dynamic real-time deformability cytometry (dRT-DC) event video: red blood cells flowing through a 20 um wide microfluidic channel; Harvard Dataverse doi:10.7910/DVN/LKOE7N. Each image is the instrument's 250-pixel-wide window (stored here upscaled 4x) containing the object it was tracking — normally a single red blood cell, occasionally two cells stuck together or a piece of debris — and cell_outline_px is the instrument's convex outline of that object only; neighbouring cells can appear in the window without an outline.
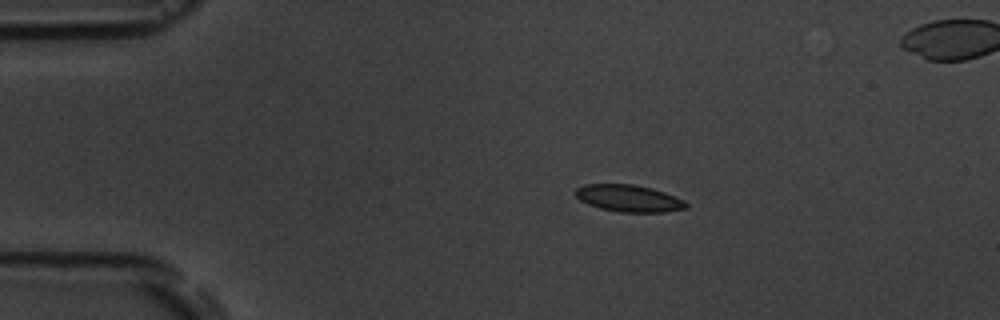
{"species": "common noctule bat (a hibernating species)", "species_latin": "Nyctalus noctula", "temperature_condition": "room temperature", "stored_images_in_passage": 16, "camera_frame_rate_fps": 3000, "um_per_image_px": 0.085, "animal": {"sex": "male", "body_mass_g": 19.5, "forearm_length_mm": 54.6}, "frame": {"image": 1, "passage_image": 3, "time_ms": 3.0, "image_size_px": [1000, 320], "cell_outline_px": [[688, 208], [668, 212], [620, 212], [600, 208], [588, 204], [580, 200], [572, 192], [576, 188], [584, 184], [632, 184], [652, 188], [664, 192], [684, 200], [688, 204]], "centroid_in_image_um": [53.44, 16.86], "position_along_channel_um": 31.6, "area_um2": 17.51}}
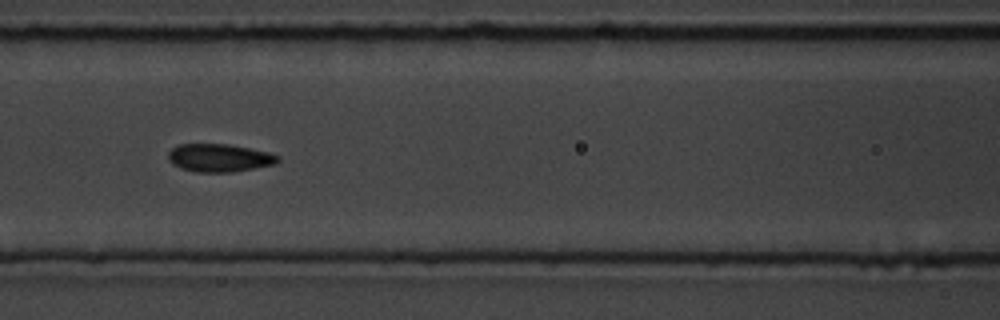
{"frame": {"image": 2, "passage_image": 7, "time_ms": 7.667, "image_size_px": [1000, 320], "cell_outline_px": [[280, 160], [276, 164], [232, 172], [196, 172], [180, 168], [172, 164], [168, 160], [168, 152], [172, 148], [180, 144], [228, 144], [268, 152], [280, 156]], "centroid_in_image_um": [18.63, 13.42], "position_along_channel_um": 148.0, "area_um2": 17.92}}
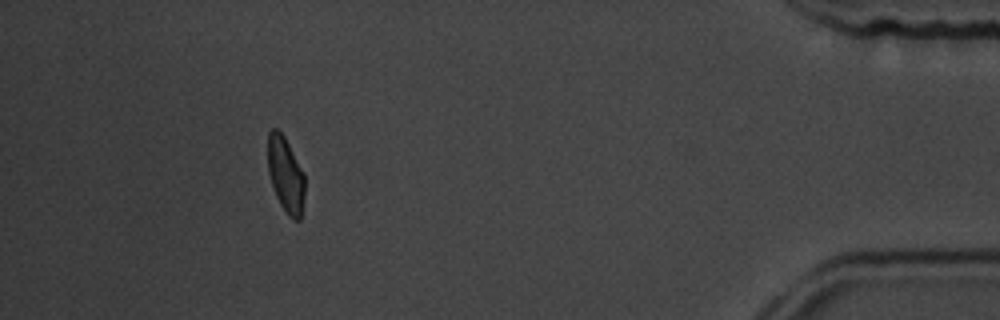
{"frame": {"image": 3, "passage_image": 14, "time_ms": 16.667, "image_size_px": [1000, 320], "cell_outline_px": [[304, 196], [300, 220], [292, 220], [288, 216], [280, 204], [276, 196], [268, 172], [268, 132], [272, 128], [276, 128], [284, 136], [304, 172]], "centroid_in_image_um": [24.28, 14.85], "position_along_channel_um": 410.9, "area_um2": 16.24}, "authors_computed_cell_mechanics": {"area_um2": 17.4556, "velocity_mm_per_s": 3.5803, "shape_relaxation_time_tau1_ms": 6.1806, "shape_relaxation_time_tau2_ms": 1.9483, "deformation_change_tau1": 0.1664, "deformation_change_tau2": 0.0669}}